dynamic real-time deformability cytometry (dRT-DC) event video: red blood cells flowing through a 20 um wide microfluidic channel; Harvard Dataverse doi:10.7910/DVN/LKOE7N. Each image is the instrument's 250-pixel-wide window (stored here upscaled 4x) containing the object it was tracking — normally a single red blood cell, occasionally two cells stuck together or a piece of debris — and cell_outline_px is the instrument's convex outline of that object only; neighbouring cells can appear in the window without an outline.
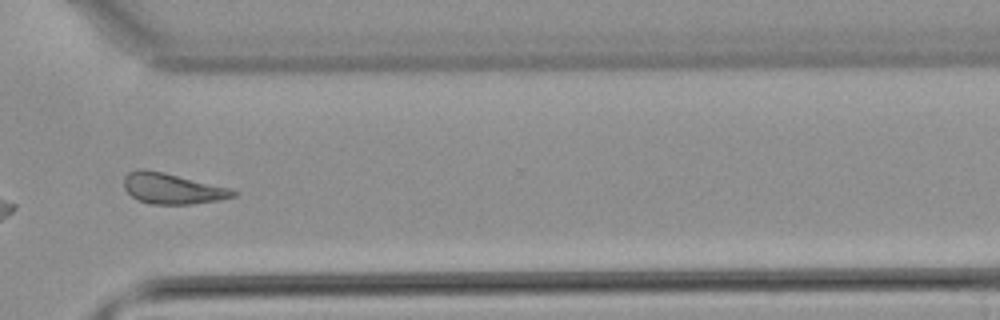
{"species": "common noctule bat (a hibernating species)", "species_latin": "Nyctalus noctula", "temperature_condition": "warm", "stored_images_in_passage": 30, "camera_frame_rate_fps": 3000, "um_per_image_px": 0.085, "animal": {"sex": "male", "body_mass_g": 21.5, "forearm_length_mm": 52.0}, "frame": {"image": 1, "passage_image": 22, "time_ms": 7.0, "image_size_px": [1000, 320], "cell_outline_px": [[240, 192], [236, 196], [220, 200], [188, 204], [152, 204], [136, 200], [124, 188], [124, 176], [128, 172], [136, 168], [144, 168], [164, 172], [228, 188]], "centroid_in_image_um": [14.6, 16.02], "position_along_channel_um": 356.0, "area_um2": 19.59}}